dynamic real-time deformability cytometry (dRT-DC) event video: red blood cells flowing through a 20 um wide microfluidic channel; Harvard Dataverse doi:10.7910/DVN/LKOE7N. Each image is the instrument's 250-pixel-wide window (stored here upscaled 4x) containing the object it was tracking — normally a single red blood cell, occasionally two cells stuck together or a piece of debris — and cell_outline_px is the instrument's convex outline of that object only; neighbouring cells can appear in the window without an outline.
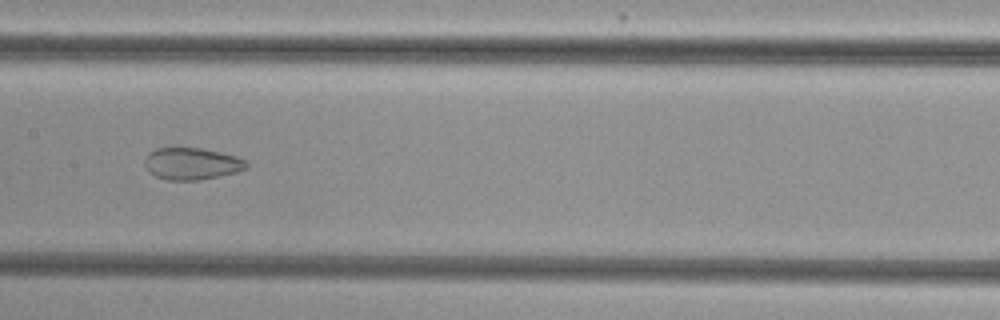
{"species": "common noctule bat (a hibernating species)", "species_latin": "Nyctalus noctula", "temperature_condition": "cold", "stored_images_in_passage": 54, "camera_frame_rate_fps": 3000, "um_per_image_px": 0.085, "animal": {"sex": "female", "body_mass_g": 29.2, "forearm_length_mm": 56.3}, "frame": {"image": 1, "passage_image": 28, "time_ms": 9.0, "image_size_px": [1000, 320], "cell_outline_px": [[248, 168], [236, 172], [220, 176], [200, 180], [168, 180], [156, 176], [148, 172], [144, 164], [144, 160], [148, 152], [156, 148], [204, 148], [236, 156], [244, 160], [248, 164]], "centroid_in_image_um": [16.28, 13.91], "position_along_channel_um": 191.1, "area_um2": 19.07}}
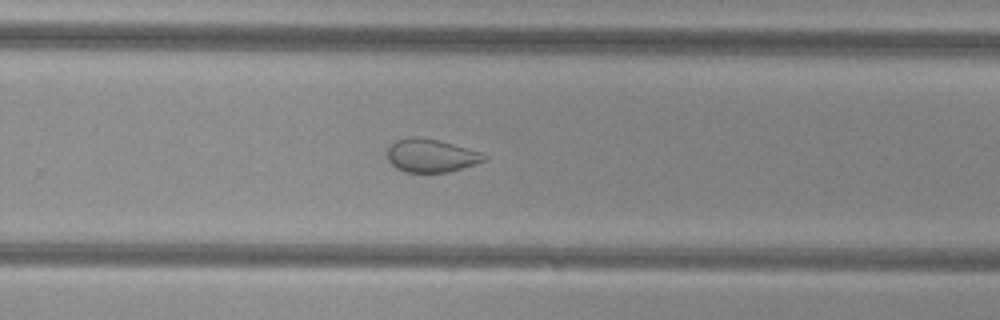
{"frame": {"image": 2, "passage_image": 36, "time_ms": 11.667, "image_size_px": [1000, 320], "cell_outline_px": [[488, 160], [476, 164], [448, 172], [408, 172], [396, 168], [388, 160], [388, 148], [396, 140], [408, 136], [420, 136], [440, 140], [480, 152], [488, 156]], "centroid_in_image_um": [36.66, 13.21], "position_along_channel_um": 293.1, "area_um2": 18.84}}
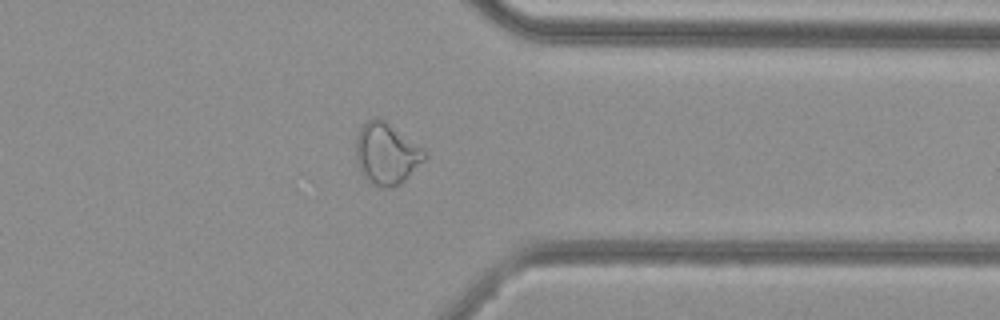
{"frame": {"image": 3, "passage_image": 43, "time_ms": 14.0, "image_size_px": [1000, 320], "cell_outline_px": [[428, 156], [400, 184], [392, 188], [384, 188], [368, 180], [360, 172], [356, 160], [356, 140], [360, 128], [368, 120], [376, 116], [384, 120], [428, 152]], "centroid_in_image_um": [32.85, 13.06], "position_along_channel_um": 378.6, "area_um2": 24.33}, "authors_computed_cell_mechanics": {"area_um2": 26.2412, "velocity_mm_per_s": 3.8336, "shape_relaxation_time_tau1_ms": null, "shape_relaxation_time_tau2_ms": 2.208, "deformation_change_tau1": null, "deformation_change_tau2": 0.0784}}